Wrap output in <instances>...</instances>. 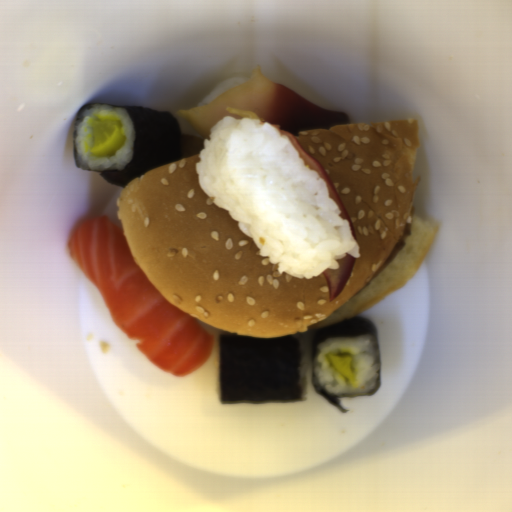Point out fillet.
<instances>
[{
  "mask_svg": "<svg viewBox=\"0 0 512 512\" xmlns=\"http://www.w3.org/2000/svg\"><path fill=\"white\" fill-rule=\"evenodd\" d=\"M67 248L98 289L115 326L137 341L150 363L182 377L211 359L214 334L165 299L136 263L123 230L107 215L80 223Z\"/></svg>",
  "mask_w": 512,
  "mask_h": 512,
  "instance_id": "25842a12",
  "label": "fillet"
},
{
  "mask_svg": "<svg viewBox=\"0 0 512 512\" xmlns=\"http://www.w3.org/2000/svg\"><path fill=\"white\" fill-rule=\"evenodd\" d=\"M175 116L187 121L205 139H210L212 127L225 117L258 118L287 136L304 166L317 172L325 182L329 198L340 209L341 218L349 222L350 232L357 242L349 213L331 179L318 160L304 151L297 139L299 131L329 129L339 124H351L349 113L323 109L312 101L271 81L258 66L252 76L240 82L209 103L188 110L179 109Z\"/></svg>",
  "mask_w": 512,
  "mask_h": 512,
  "instance_id": "e2c912f1",
  "label": "fillet"
},
{
  "mask_svg": "<svg viewBox=\"0 0 512 512\" xmlns=\"http://www.w3.org/2000/svg\"><path fill=\"white\" fill-rule=\"evenodd\" d=\"M355 259L356 257L352 256L350 253H347L342 259H337L336 262L339 265L338 269L327 268L322 271L327 280L329 291L328 301L331 302L337 298L346 286L354 266Z\"/></svg>",
  "mask_w": 512,
  "mask_h": 512,
  "instance_id": "e495c32b",
  "label": "fillet"
}]
</instances>
